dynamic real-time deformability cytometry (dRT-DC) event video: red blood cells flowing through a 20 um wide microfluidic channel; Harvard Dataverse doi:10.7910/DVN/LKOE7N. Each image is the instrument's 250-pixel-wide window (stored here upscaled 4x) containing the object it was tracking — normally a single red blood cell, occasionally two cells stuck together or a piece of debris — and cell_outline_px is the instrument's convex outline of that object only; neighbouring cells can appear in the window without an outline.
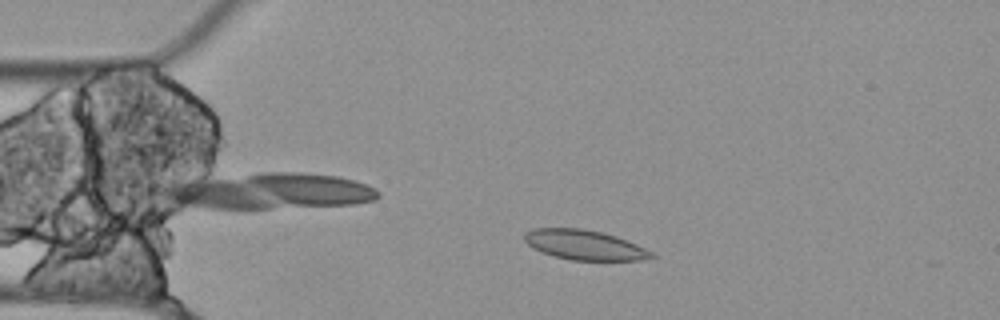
{"species": "Egyptian fruit bat (a non-hibernating species)", "species_latin": "Rousettus aegyptiacus", "temperature_condition": "cold", "stored_images_in_passage": 49, "camera_frame_rate_fps": 3000, "um_per_image_px": 0.085, "animal": {"sex": "female"}, "frame": {"image": 1, "passage_image": 5, "time_ms": 1.333, "image_size_px": [1000, 320], "cell_outline_px": [[656, 256], [640, 260], [572, 260], [556, 256], [532, 248], [524, 240], [524, 232], [532, 228], [580, 228], [604, 232], [616, 236], [636, 244], [652, 252]], "centroid_in_image_um": [49.66, 20.8], "position_along_channel_um": 35.3, "area_um2": 21.96}}
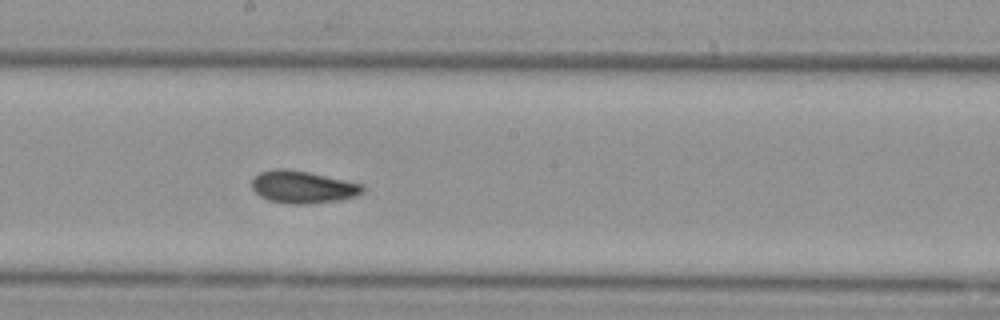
{"frame": {"image": 2, "passage_image": 23, "time_ms": 7.333, "image_size_px": [1000, 320], "cell_outline_px": [[364, 192], [356, 196], [340, 200], [304, 204], [288, 204], [268, 200], [260, 196], [252, 188], [252, 180], [260, 172], [272, 168], [284, 168], [308, 172], [364, 184]], "centroid_in_image_um": [25.74, 15.89], "position_along_channel_um": 222.5, "area_um2": 20.98}}
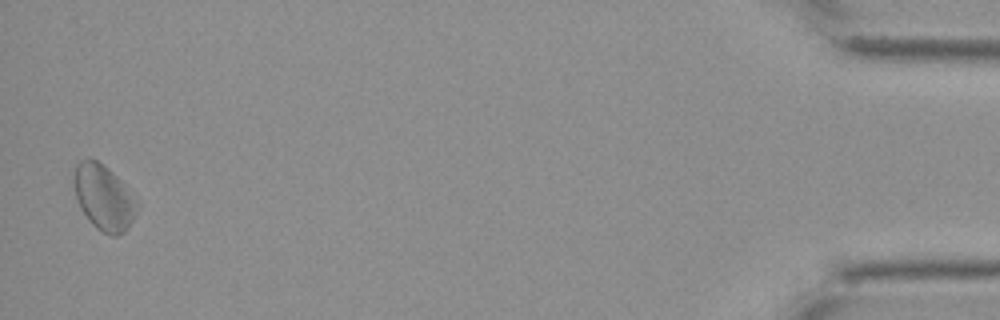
{"frame": {"image": 3, "passage_image": 48, "time_ms": 15.667, "image_size_px": [1000, 320], "cell_outline_px": [[140, 204], [128, 228], [120, 236], [112, 236], [96, 228], [88, 220], [80, 208], [76, 196], [72, 180], [76, 164], [80, 160], [88, 156], [96, 160], [108, 168]], "centroid_in_image_um": [8.79, 16.79], "position_along_channel_um": 426.4, "area_um2": 24.04}}